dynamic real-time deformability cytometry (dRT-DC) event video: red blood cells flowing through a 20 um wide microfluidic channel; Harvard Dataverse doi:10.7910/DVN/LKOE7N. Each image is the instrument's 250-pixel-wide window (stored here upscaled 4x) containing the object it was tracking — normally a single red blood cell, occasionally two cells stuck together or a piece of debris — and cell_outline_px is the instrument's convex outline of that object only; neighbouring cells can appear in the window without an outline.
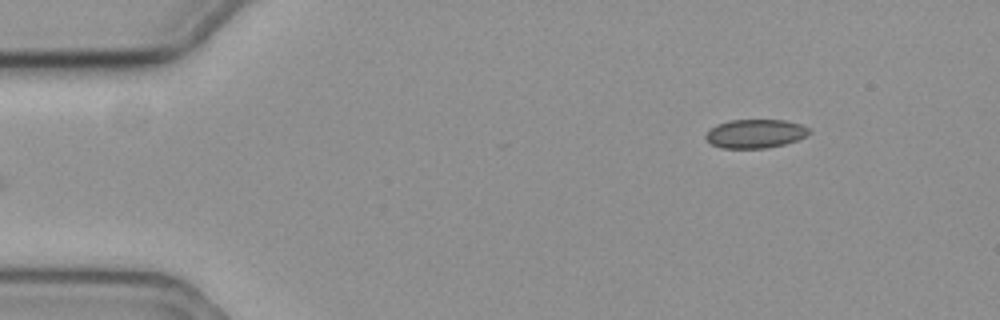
{"species": "common noctule bat (a hibernating species)", "species_latin": "Nyctalus noctula", "temperature_condition": "cold", "stored_images_in_passage": 43, "camera_frame_rate_fps": 3000, "um_per_image_px": 0.085, "animal": {"sex": "female", "body_mass_g": 19.3, "forearm_length_mm": 54.1}, "frame": {"image": 1, "passage_image": 1, "time_ms": 0.0, "image_size_px": [1000, 320], "cell_outline_px": [[812, 132], [808, 136], [784, 144], [768, 148], [720, 148], [712, 144], [704, 136], [716, 124], [728, 120], [784, 120], [800, 124], [808, 128]], "centroid_in_image_um": [64.22, 11.36], "position_along_channel_um": 20.8, "area_um2": 17.34}}
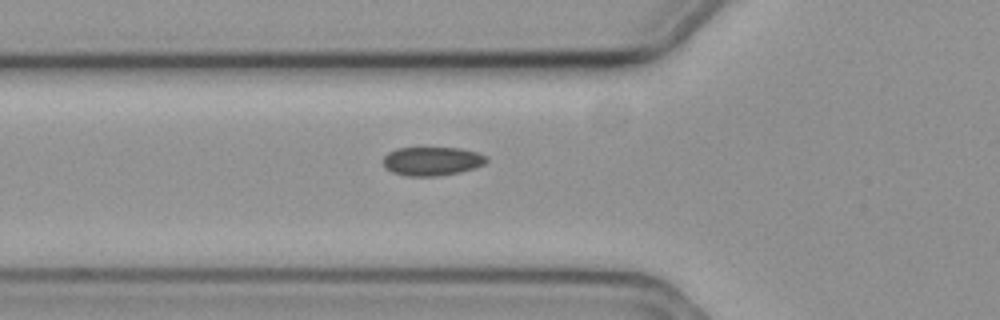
{"frame": {"image": 2, "passage_image": 14, "time_ms": 4.333, "image_size_px": [1000, 320], "cell_outline_px": [[488, 160], [484, 164], [476, 168], [460, 172], [436, 176], [408, 176], [392, 172], [384, 168], [384, 156], [388, 152], [396, 148], [460, 148], [476, 152], [488, 156]], "centroid_in_image_um": [36.73, 13.7], "position_along_channel_um": 89.1, "area_um2": 17.4}}
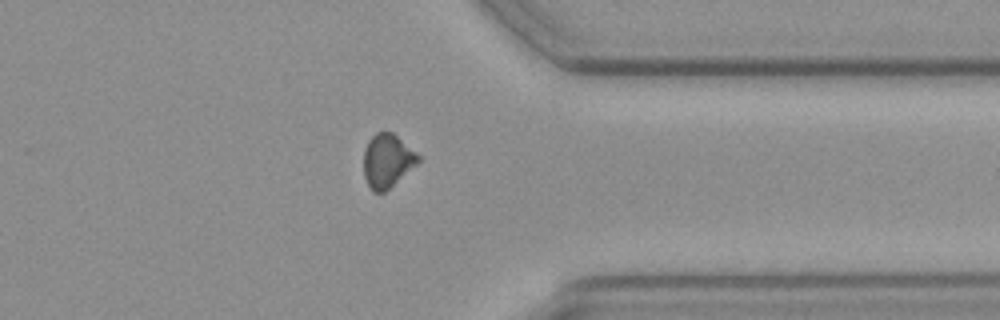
{"frame": {"image": 3, "passage_image": 39, "time_ms": 12.667, "image_size_px": [1000, 320], "cell_outline_px": [[420, 160], [416, 164], [384, 192], [372, 192], [364, 176], [364, 148], [368, 140], [376, 132], [392, 132], [416, 152], [420, 156]], "centroid_in_image_um": [32.89, 13.65], "position_along_channel_um": 378.5, "area_um2": 16.76}, "authors_computed_cell_mechanics": {"area_um2": 17.4556, "velocity_mm_per_s": 3.556, "shape_relaxation_time_tau1_ms": null, "shape_relaxation_time_tau2_ms": 3.6483, "deformation_change_tau1": null, "deformation_change_tau2": 0.0602}}